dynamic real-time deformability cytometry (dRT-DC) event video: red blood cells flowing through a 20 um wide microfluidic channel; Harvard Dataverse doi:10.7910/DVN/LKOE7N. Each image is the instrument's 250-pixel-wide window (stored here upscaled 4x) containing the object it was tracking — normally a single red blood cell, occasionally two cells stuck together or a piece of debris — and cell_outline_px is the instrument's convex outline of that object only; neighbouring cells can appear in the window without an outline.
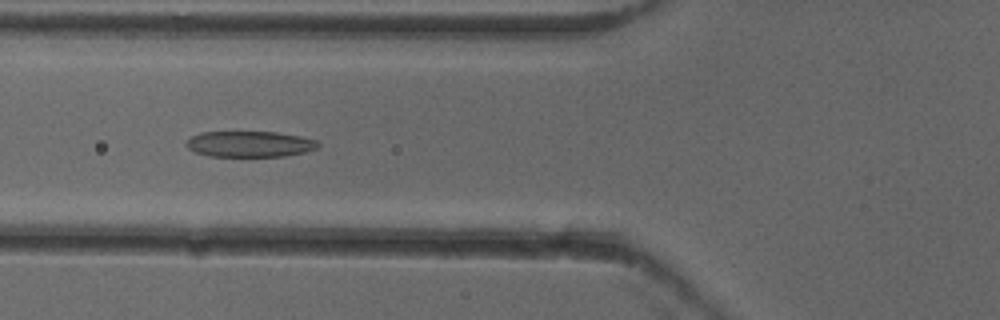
{"species": "common noctule bat (a hibernating species)", "species_latin": "Nyctalus noctula", "temperature_condition": "cold", "stored_images_in_passage": 43, "camera_frame_rate_fps": 3000, "um_per_image_px": 0.085, "animal": {"sex": "female"}, "frame": {"image": 1, "passage_image": 11, "time_ms": 3.333, "image_size_px": [1000, 320], "cell_outline_px": [[320, 144], [316, 148], [304, 152], [284, 156], [208, 156], [196, 152], [188, 148], [184, 144], [192, 136], [200, 132], [276, 132], [300, 136], [316, 140]], "centroid_in_image_um": [21.21, 12.24], "position_along_channel_um": 104.6, "area_um2": 19.77}}
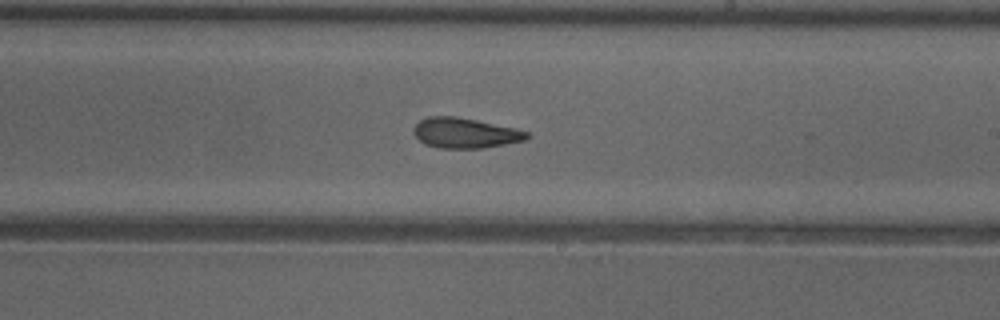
{"frame": {"image": 2, "passage_image": 22, "time_ms": 7.0, "image_size_px": [1000, 320], "cell_outline_px": [[532, 136], [524, 140], [484, 148], [440, 148], [424, 144], [412, 132], [416, 124], [420, 120], [428, 116], [456, 116], [516, 128], [528, 132]], "centroid_in_image_um": [39.53, 11.3], "position_along_channel_um": 249.5, "area_um2": 19.94}}
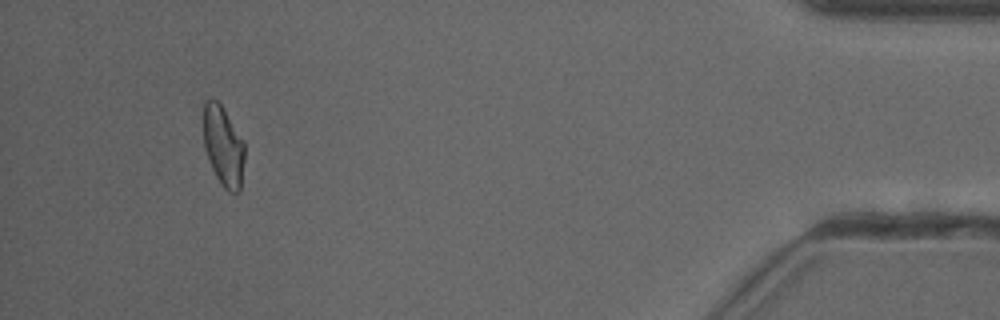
{"frame": {"image": 3, "passage_image": 40, "time_ms": 13.0, "image_size_px": [1000, 320], "cell_outline_px": [[244, 160], [240, 192], [228, 192], [220, 184], [208, 160], [204, 148], [204, 100], [208, 96], [212, 96], [220, 104], [244, 140]], "centroid_in_image_um": [18.97, 12.41], "position_along_channel_um": 416.2, "area_um2": 19.42}, "authors_computed_cell_mechanics": {"area_um2": 20.1144, "velocity_mm_per_s": 3.9417, "shape_relaxation_time_tau1_ms": null, "shape_relaxation_time_tau2_ms": 2.8392, "deformation_change_tau1": null, "deformation_change_tau2": 0.1049}}